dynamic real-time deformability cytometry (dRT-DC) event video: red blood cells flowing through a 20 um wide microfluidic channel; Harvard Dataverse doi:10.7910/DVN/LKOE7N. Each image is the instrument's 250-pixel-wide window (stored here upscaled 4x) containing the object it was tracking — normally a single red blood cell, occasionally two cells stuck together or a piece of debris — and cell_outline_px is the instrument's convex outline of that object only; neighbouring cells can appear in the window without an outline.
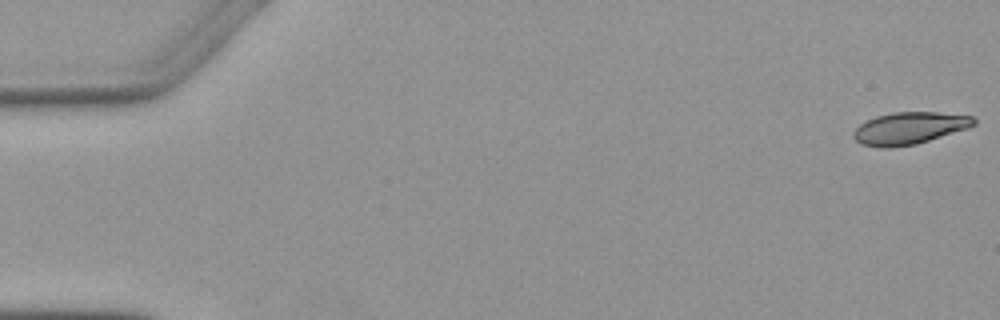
{"species": "Egyptian fruit bat (a non-hibernating species)", "species_latin": "Rousettus aegyptiacus", "temperature_condition": "warm", "stored_images_in_passage": 7, "camera_frame_rate_fps": 3000, "um_per_image_px": 0.085, "animal": {"sex": "female"}, "frame": {"image": 1, "passage_image": 1, "time_ms": 0.0, "image_size_px": [1000, 320], "cell_outline_px": [[976, 124], [968, 128], [916, 144], [892, 148], [880, 148], [860, 144], [852, 136], [852, 132], [860, 124], [876, 116], [892, 112], [936, 112], [976, 116]], "centroid_in_image_um": [77.29, 10.9], "position_along_channel_um": 7.7, "area_um2": 22.72}}
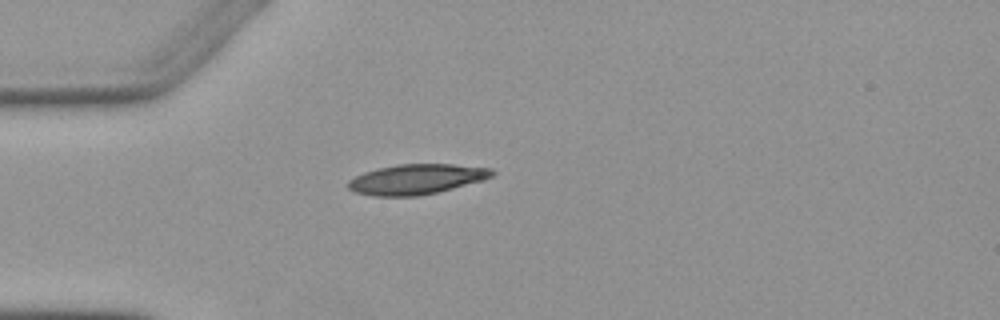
{"frame": {"image": 2, "passage_image": 5, "time_ms": 4.667, "image_size_px": [1000, 320], "cell_outline_px": [[496, 172], [492, 176], [484, 180], [436, 192], [416, 196], [372, 196], [352, 192], [348, 188], [348, 180], [364, 172], [396, 164], [452, 164], [492, 168]], "centroid_in_image_um": [35.39, 15.23], "position_along_channel_um": 49.6, "area_um2": 25.26}}